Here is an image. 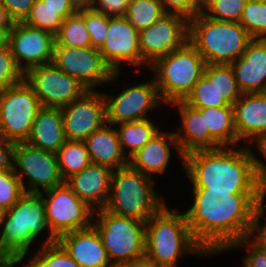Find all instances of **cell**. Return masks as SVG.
Masks as SVG:
<instances>
[{
	"label": "cell",
	"instance_id": "6da1fadb",
	"mask_svg": "<svg viewBox=\"0 0 266 267\" xmlns=\"http://www.w3.org/2000/svg\"><path fill=\"white\" fill-rule=\"evenodd\" d=\"M265 195L192 189L191 205L183 212L195 241L211 257L249 237L254 213Z\"/></svg>",
	"mask_w": 266,
	"mask_h": 267
},
{
	"label": "cell",
	"instance_id": "7a4b0ae2",
	"mask_svg": "<svg viewBox=\"0 0 266 267\" xmlns=\"http://www.w3.org/2000/svg\"><path fill=\"white\" fill-rule=\"evenodd\" d=\"M183 174L191 189L266 194L255 173L251 147L246 145L187 153L183 157Z\"/></svg>",
	"mask_w": 266,
	"mask_h": 267
},
{
	"label": "cell",
	"instance_id": "3957f363",
	"mask_svg": "<svg viewBox=\"0 0 266 267\" xmlns=\"http://www.w3.org/2000/svg\"><path fill=\"white\" fill-rule=\"evenodd\" d=\"M208 257L195 241L183 210L168 203L146 222L145 260L159 267H178L180 258Z\"/></svg>",
	"mask_w": 266,
	"mask_h": 267
},
{
	"label": "cell",
	"instance_id": "277c9868",
	"mask_svg": "<svg viewBox=\"0 0 266 267\" xmlns=\"http://www.w3.org/2000/svg\"><path fill=\"white\" fill-rule=\"evenodd\" d=\"M38 239L42 241L41 245L57 241L46 221L43 196L25 191L3 214L0 222V249L10 258H27L34 252L31 247Z\"/></svg>",
	"mask_w": 266,
	"mask_h": 267
},
{
	"label": "cell",
	"instance_id": "5b68a950",
	"mask_svg": "<svg viewBox=\"0 0 266 267\" xmlns=\"http://www.w3.org/2000/svg\"><path fill=\"white\" fill-rule=\"evenodd\" d=\"M156 180L129 165L113 170L105 210L120 216L147 222L166 204L154 187Z\"/></svg>",
	"mask_w": 266,
	"mask_h": 267
},
{
	"label": "cell",
	"instance_id": "8992f818",
	"mask_svg": "<svg viewBox=\"0 0 266 267\" xmlns=\"http://www.w3.org/2000/svg\"><path fill=\"white\" fill-rule=\"evenodd\" d=\"M251 40L239 22L215 20L202 12L189 19L188 41L206 64L230 65L244 54Z\"/></svg>",
	"mask_w": 266,
	"mask_h": 267
},
{
	"label": "cell",
	"instance_id": "52a82bcc",
	"mask_svg": "<svg viewBox=\"0 0 266 267\" xmlns=\"http://www.w3.org/2000/svg\"><path fill=\"white\" fill-rule=\"evenodd\" d=\"M205 67L206 61L187 41L181 48L157 59L145 73L153 74L159 96L168 108L171 103L187 98L204 75Z\"/></svg>",
	"mask_w": 266,
	"mask_h": 267
},
{
	"label": "cell",
	"instance_id": "ba28073f",
	"mask_svg": "<svg viewBox=\"0 0 266 267\" xmlns=\"http://www.w3.org/2000/svg\"><path fill=\"white\" fill-rule=\"evenodd\" d=\"M92 225L112 265L145 260L146 222L102 209L94 212Z\"/></svg>",
	"mask_w": 266,
	"mask_h": 267
},
{
	"label": "cell",
	"instance_id": "9c48e42d",
	"mask_svg": "<svg viewBox=\"0 0 266 267\" xmlns=\"http://www.w3.org/2000/svg\"><path fill=\"white\" fill-rule=\"evenodd\" d=\"M123 73L114 72L110 81L107 83V87L112 85L114 87L115 84V88L117 89L118 87L117 90L119 92H115V94L112 92L109 93L112 87L106 92L108 90L106 86L104 88L106 90L102 91L106 101V123L116 125L147 119L151 117L152 112H156V109L166 107L159 96L157 85L152 76L150 80L148 79L145 82H137L139 80L134 79L131 81V83L134 81V84L129 85L128 83L127 85L126 83L123 86V84L121 85L119 83L123 82L121 78L122 80L125 79V77H122L124 75ZM120 85L123 87L122 89L119 88Z\"/></svg>",
	"mask_w": 266,
	"mask_h": 267
},
{
	"label": "cell",
	"instance_id": "30bf717a",
	"mask_svg": "<svg viewBox=\"0 0 266 267\" xmlns=\"http://www.w3.org/2000/svg\"><path fill=\"white\" fill-rule=\"evenodd\" d=\"M41 104L25 80L0 91V135L14 143L26 142Z\"/></svg>",
	"mask_w": 266,
	"mask_h": 267
},
{
	"label": "cell",
	"instance_id": "8fae6325",
	"mask_svg": "<svg viewBox=\"0 0 266 267\" xmlns=\"http://www.w3.org/2000/svg\"><path fill=\"white\" fill-rule=\"evenodd\" d=\"M13 169L26 192L41 193L65 182L59 171L56 153L26 142L15 143Z\"/></svg>",
	"mask_w": 266,
	"mask_h": 267
},
{
	"label": "cell",
	"instance_id": "7c38bea8",
	"mask_svg": "<svg viewBox=\"0 0 266 267\" xmlns=\"http://www.w3.org/2000/svg\"><path fill=\"white\" fill-rule=\"evenodd\" d=\"M40 194L44 198L48 227L56 238L92 225L94 211L65 182Z\"/></svg>",
	"mask_w": 266,
	"mask_h": 267
},
{
	"label": "cell",
	"instance_id": "4fadbf2b",
	"mask_svg": "<svg viewBox=\"0 0 266 267\" xmlns=\"http://www.w3.org/2000/svg\"><path fill=\"white\" fill-rule=\"evenodd\" d=\"M24 80L35 92L41 107L63 108L89 90L52 62L30 69L24 74Z\"/></svg>",
	"mask_w": 266,
	"mask_h": 267
},
{
	"label": "cell",
	"instance_id": "5bb4252c",
	"mask_svg": "<svg viewBox=\"0 0 266 267\" xmlns=\"http://www.w3.org/2000/svg\"><path fill=\"white\" fill-rule=\"evenodd\" d=\"M98 50L114 72H123L125 66L133 67L134 72L138 74L142 70L146 72L149 69L141 57L139 31L125 16H108V31L105 41Z\"/></svg>",
	"mask_w": 266,
	"mask_h": 267
},
{
	"label": "cell",
	"instance_id": "9a60e30c",
	"mask_svg": "<svg viewBox=\"0 0 266 267\" xmlns=\"http://www.w3.org/2000/svg\"><path fill=\"white\" fill-rule=\"evenodd\" d=\"M52 63L64 73L78 79L89 90L102 88L110 81L114 71L104 61L101 52L87 48L54 46Z\"/></svg>",
	"mask_w": 266,
	"mask_h": 267
},
{
	"label": "cell",
	"instance_id": "2e32d148",
	"mask_svg": "<svg viewBox=\"0 0 266 267\" xmlns=\"http://www.w3.org/2000/svg\"><path fill=\"white\" fill-rule=\"evenodd\" d=\"M189 35V20L180 14L166 13L153 25L139 32L140 53L151 66L157 59L181 48Z\"/></svg>",
	"mask_w": 266,
	"mask_h": 267
},
{
	"label": "cell",
	"instance_id": "e0dca14e",
	"mask_svg": "<svg viewBox=\"0 0 266 267\" xmlns=\"http://www.w3.org/2000/svg\"><path fill=\"white\" fill-rule=\"evenodd\" d=\"M55 42L53 33L15 22L9 32L8 46L16 65L25 74L34 67L52 62Z\"/></svg>",
	"mask_w": 266,
	"mask_h": 267
},
{
	"label": "cell",
	"instance_id": "ac0fdd59",
	"mask_svg": "<svg viewBox=\"0 0 266 267\" xmlns=\"http://www.w3.org/2000/svg\"><path fill=\"white\" fill-rule=\"evenodd\" d=\"M61 112L64 135L69 141H84L106 124V101L100 90H88Z\"/></svg>",
	"mask_w": 266,
	"mask_h": 267
},
{
	"label": "cell",
	"instance_id": "d6986e66",
	"mask_svg": "<svg viewBox=\"0 0 266 267\" xmlns=\"http://www.w3.org/2000/svg\"><path fill=\"white\" fill-rule=\"evenodd\" d=\"M173 129L171 131H163L162 128L149 142L128 158V165L142 174L155 179L156 175L163 176L168 174L167 169L173 160L171 159L172 156H174V158H179L180 167L183 171L184 155L178 147Z\"/></svg>",
	"mask_w": 266,
	"mask_h": 267
},
{
	"label": "cell",
	"instance_id": "ffe728a7",
	"mask_svg": "<svg viewBox=\"0 0 266 267\" xmlns=\"http://www.w3.org/2000/svg\"><path fill=\"white\" fill-rule=\"evenodd\" d=\"M113 170L107 166L90 163L81 172L69 177L65 183L94 212L105 208Z\"/></svg>",
	"mask_w": 266,
	"mask_h": 267
},
{
	"label": "cell",
	"instance_id": "44dd1931",
	"mask_svg": "<svg viewBox=\"0 0 266 267\" xmlns=\"http://www.w3.org/2000/svg\"><path fill=\"white\" fill-rule=\"evenodd\" d=\"M234 118L239 146L253 145L266 134V94L242 93L234 104Z\"/></svg>",
	"mask_w": 266,
	"mask_h": 267
},
{
	"label": "cell",
	"instance_id": "7402d4cb",
	"mask_svg": "<svg viewBox=\"0 0 266 267\" xmlns=\"http://www.w3.org/2000/svg\"><path fill=\"white\" fill-rule=\"evenodd\" d=\"M230 65L242 93L266 91V39H252L244 54Z\"/></svg>",
	"mask_w": 266,
	"mask_h": 267
},
{
	"label": "cell",
	"instance_id": "603a6c76",
	"mask_svg": "<svg viewBox=\"0 0 266 267\" xmlns=\"http://www.w3.org/2000/svg\"><path fill=\"white\" fill-rule=\"evenodd\" d=\"M57 242L80 267H110L102 239L91 225L88 228L62 234Z\"/></svg>",
	"mask_w": 266,
	"mask_h": 267
},
{
	"label": "cell",
	"instance_id": "cb8c5ba5",
	"mask_svg": "<svg viewBox=\"0 0 266 267\" xmlns=\"http://www.w3.org/2000/svg\"><path fill=\"white\" fill-rule=\"evenodd\" d=\"M168 107L169 110L177 109L180 115L181 124H177L174 133L181 153L185 155L210 149V132L206 128L205 114H201L199 109L188 105L184 100L173 102Z\"/></svg>",
	"mask_w": 266,
	"mask_h": 267
},
{
	"label": "cell",
	"instance_id": "d4e9b609",
	"mask_svg": "<svg viewBox=\"0 0 266 267\" xmlns=\"http://www.w3.org/2000/svg\"><path fill=\"white\" fill-rule=\"evenodd\" d=\"M84 143L91 163L104 165L112 170L128 165V158L121 149L119 135L114 125L104 124L91 133Z\"/></svg>",
	"mask_w": 266,
	"mask_h": 267
},
{
	"label": "cell",
	"instance_id": "484cf974",
	"mask_svg": "<svg viewBox=\"0 0 266 267\" xmlns=\"http://www.w3.org/2000/svg\"><path fill=\"white\" fill-rule=\"evenodd\" d=\"M65 141L61 108L41 107L26 143L56 153Z\"/></svg>",
	"mask_w": 266,
	"mask_h": 267
},
{
	"label": "cell",
	"instance_id": "4316f807",
	"mask_svg": "<svg viewBox=\"0 0 266 267\" xmlns=\"http://www.w3.org/2000/svg\"><path fill=\"white\" fill-rule=\"evenodd\" d=\"M205 114L210 132V149L239 146L235 129L234 106L197 108Z\"/></svg>",
	"mask_w": 266,
	"mask_h": 267
},
{
	"label": "cell",
	"instance_id": "83f0119b",
	"mask_svg": "<svg viewBox=\"0 0 266 267\" xmlns=\"http://www.w3.org/2000/svg\"><path fill=\"white\" fill-rule=\"evenodd\" d=\"M159 124L155 118H147L114 125L119 135L121 149L127 158L141 149L162 130Z\"/></svg>",
	"mask_w": 266,
	"mask_h": 267
},
{
	"label": "cell",
	"instance_id": "f1b7e54d",
	"mask_svg": "<svg viewBox=\"0 0 266 267\" xmlns=\"http://www.w3.org/2000/svg\"><path fill=\"white\" fill-rule=\"evenodd\" d=\"M78 10L79 8H53L44 0H36L23 22L28 26L43 29L56 35L64 19L74 15Z\"/></svg>",
	"mask_w": 266,
	"mask_h": 267
},
{
	"label": "cell",
	"instance_id": "f546056e",
	"mask_svg": "<svg viewBox=\"0 0 266 267\" xmlns=\"http://www.w3.org/2000/svg\"><path fill=\"white\" fill-rule=\"evenodd\" d=\"M58 167L64 181L81 172L90 163L89 153L84 141L66 140L56 152Z\"/></svg>",
	"mask_w": 266,
	"mask_h": 267
},
{
	"label": "cell",
	"instance_id": "4dcf8cb0",
	"mask_svg": "<svg viewBox=\"0 0 266 267\" xmlns=\"http://www.w3.org/2000/svg\"><path fill=\"white\" fill-rule=\"evenodd\" d=\"M38 243L40 246L29 255L30 258H22V267H80L57 241L43 245Z\"/></svg>",
	"mask_w": 266,
	"mask_h": 267
},
{
	"label": "cell",
	"instance_id": "1f68e13d",
	"mask_svg": "<svg viewBox=\"0 0 266 267\" xmlns=\"http://www.w3.org/2000/svg\"><path fill=\"white\" fill-rule=\"evenodd\" d=\"M166 14L159 0H130L126 19L139 32L153 25Z\"/></svg>",
	"mask_w": 266,
	"mask_h": 267
},
{
	"label": "cell",
	"instance_id": "d6a6232c",
	"mask_svg": "<svg viewBox=\"0 0 266 267\" xmlns=\"http://www.w3.org/2000/svg\"><path fill=\"white\" fill-rule=\"evenodd\" d=\"M204 75L214 84L225 101L234 106L242 92L239 90L231 65L206 64Z\"/></svg>",
	"mask_w": 266,
	"mask_h": 267
},
{
	"label": "cell",
	"instance_id": "836d02e7",
	"mask_svg": "<svg viewBox=\"0 0 266 267\" xmlns=\"http://www.w3.org/2000/svg\"><path fill=\"white\" fill-rule=\"evenodd\" d=\"M55 40V45L80 48L92 46L85 19L78 12L64 19Z\"/></svg>",
	"mask_w": 266,
	"mask_h": 267
},
{
	"label": "cell",
	"instance_id": "e575fe53",
	"mask_svg": "<svg viewBox=\"0 0 266 267\" xmlns=\"http://www.w3.org/2000/svg\"><path fill=\"white\" fill-rule=\"evenodd\" d=\"M184 101L194 108L231 106L220 94L214 81H210L205 75L199 79Z\"/></svg>",
	"mask_w": 266,
	"mask_h": 267
},
{
	"label": "cell",
	"instance_id": "d590c367",
	"mask_svg": "<svg viewBox=\"0 0 266 267\" xmlns=\"http://www.w3.org/2000/svg\"><path fill=\"white\" fill-rule=\"evenodd\" d=\"M239 23L252 39H266V2L247 0Z\"/></svg>",
	"mask_w": 266,
	"mask_h": 267
},
{
	"label": "cell",
	"instance_id": "8d00e7d4",
	"mask_svg": "<svg viewBox=\"0 0 266 267\" xmlns=\"http://www.w3.org/2000/svg\"><path fill=\"white\" fill-rule=\"evenodd\" d=\"M247 0H203L202 13L219 21L239 22Z\"/></svg>",
	"mask_w": 266,
	"mask_h": 267
},
{
	"label": "cell",
	"instance_id": "74e56055",
	"mask_svg": "<svg viewBox=\"0 0 266 267\" xmlns=\"http://www.w3.org/2000/svg\"><path fill=\"white\" fill-rule=\"evenodd\" d=\"M78 13L85 19L92 47L99 49L108 31V16L94 10L87 3L80 5Z\"/></svg>",
	"mask_w": 266,
	"mask_h": 267
},
{
	"label": "cell",
	"instance_id": "f35d334b",
	"mask_svg": "<svg viewBox=\"0 0 266 267\" xmlns=\"http://www.w3.org/2000/svg\"><path fill=\"white\" fill-rule=\"evenodd\" d=\"M14 169L0 171V208L9 210L24 193Z\"/></svg>",
	"mask_w": 266,
	"mask_h": 267
},
{
	"label": "cell",
	"instance_id": "ab89813d",
	"mask_svg": "<svg viewBox=\"0 0 266 267\" xmlns=\"http://www.w3.org/2000/svg\"><path fill=\"white\" fill-rule=\"evenodd\" d=\"M24 80L23 72L18 68L11 50L0 49V91L19 84Z\"/></svg>",
	"mask_w": 266,
	"mask_h": 267
},
{
	"label": "cell",
	"instance_id": "60d3db41",
	"mask_svg": "<svg viewBox=\"0 0 266 267\" xmlns=\"http://www.w3.org/2000/svg\"><path fill=\"white\" fill-rule=\"evenodd\" d=\"M243 249L242 267H266V251L259 248L249 237L234 243L228 251Z\"/></svg>",
	"mask_w": 266,
	"mask_h": 267
},
{
	"label": "cell",
	"instance_id": "b9f144b4",
	"mask_svg": "<svg viewBox=\"0 0 266 267\" xmlns=\"http://www.w3.org/2000/svg\"><path fill=\"white\" fill-rule=\"evenodd\" d=\"M266 195L261 199L253 216L249 238L262 250L266 251ZM265 221V222H264ZM261 222H264L263 224Z\"/></svg>",
	"mask_w": 266,
	"mask_h": 267
},
{
	"label": "cell",
	"instance_id": "7bdbcfd3",
	"mask_svg": "<svg viewBox=\"0 0 266 267\" xmlns=\"http://www.w3.org/2000/svg\"><path fill=\"white\" fill-rule=\"evenodd\" d=\"M166 13L185 16L188 20L202 12L203 0H159Z\"/></svg>",
	"mask_w": 266,
	"mask_h": 267
},
{
	"label": "cell",
	"instance_id": "ee69618b",
	"mask_svg": "<svg viewBox=\"0 0 266 267\" xmlns=\"http://www.w3.org/2000/svg\"><path fill=\"white\" fill-rule=\"evenodd\" d=\"M253 144L250 147L254 155L255 173L260 185L266 190V134L258 138Z\"/></svg>",
	"mask_w": 266,
	"mask_h": 267
},
{
	"label": "cell",
	"instance_id": "f6af8a7d",
	"mask_svg": "<svg viewBox=\"0 0 266 267\" xmlns=\"http://www.w3.org/2000/svg\"><path fill=\"white\" fill-rule=\"evenodd\" d=\"M130 0H90L87 4L106 16H125Z\"/></svg>",
	"mask_w": 266,
	"mask_h": 267
},
{
	"label": "cell",
	"instance_id": "bcb514c9",
	"mask_svg": "<svg viewBox=\"0 0 266 267\" xmlns=\"http://www.w3.org/2000/svg\"><path fill=\"white\" fill-rule=\"evenodd\" d=\"M36 0H1V4L8 11L15 22H23L29 15Z\"/></svg>",
	"mask_w": 266,
	"mask_h": 267
},
{
	"label": "cell",
	"instance_id": "7dc6e473",
	"mask_svg": "<svg viewBox=\"0 0 266 267\" xmlns=\"http://www.w3.org/2000/svg\"><path fill=\"white\" fill-rule=\"evenodd\" d=\"M15 143L0 135V171L13 169Z\"/></svg>",
	"mask_w": 266,
	"mask_h": 267
},
{
	"label": "cell",
	"instance_id": "c3c4849f",
	"mask_svg": "<svg viewBox=\"0 0 266 267\" xmlns=\"http://www.w3.org/2000/svg\"><path fill=\"white\" fill-rule=\"evenodd\" d=\"M53 8H79L82 4L80 0H44Z\"/></svg>",
	"mask_w": 266,
	"mask_h": 267
},
{
	"label": "cell",
	"instance_id": "681fc988",
	"mask_svg": "<svg viewBox=\"0 0 266 267\" xmlns=\"http://www.w3.org/2000/svg\"><path fill=\"white\" fill-rule=\"evenodd\" d=\"M15 21L10 17L8 11L0 3V29H12Z\"/></svg>",
	"mask_w": 266,
	"mask_h": 267
},
{
	"label": "cell",
	"instance_id": "f907efd6",
	"mask_svg": "<svg viewBox=\"0 0 266 267\" xmlns=\"http://www.w3.org/2000/svg\"><path fill=\"white\" fill-rule=\"evenodd\" d=\"M12 29H0V49L8 47L9 32Z\"/></svg>",
	"mask_w": 266,
	"mask_h": 267
},
{
	"label": "cell",
	"instance_id": "816d5d0a",
	"mask_svg": "<svg viewBox=\"0 0 266 267\" xmlns=\"http://www.w3.org/2000/svg\"><path fill=\"white\" fill-rule=\"evenodd\" d=\"M22 263V258H8L0 267H15Z\"/></svg>",
	"mask_w": 266,
	"mask_h": 267
},
{
	"label": "cell",
	"instance_id": "f5cc1de1",
	"mask_svg": "<svg viewBox=\"0 0 266 267\" xmlns=\"http://www.w3.org/2000/svg\"><path fill=\"white\" fill-rule=\"evenodd\" d=\"M132 267H159L155 264L149 263L146 260L132 263Z\"/></svg>",
	"mask_w": 266,
	"mask_h": 267
},
{
	"label": "cell",
	"instance_id": "db71d44e",
	"mask_svg": "<svg viewBox=\"0 0 266 267\" xmlns=\"http://www.w3.org/2000/svg\"><path fill=\"white\" fill-rule=\"evenodd\" d=\"M9 257L0 249V266L8 259Z\"/></svg>",
	"mask_w": 266,
	"mask_h": 267
},
{
	"label": "cell",
	"instance_id": "11a10c76",
	"mask_svg": "<svg viewBox=\"0 0 266 267\" xmlns=\"http://www.w3.org/2000/svg\"><path fill=\"white\" fill-rule=\"evenodd\" d=\"M110 267H132V264H118V265H111Z\"/></svg>",
	"mask_w": 266,
	"mask_h": 267
},
{
	"label": "cell",
	"instance_id": "9f6ffc18",
	"mask_svg": "<svg viewBox=\"0 0 266 267\" xmlns=\"http://www.w3.org/2000/svg\"><path fill=\"white\" fill-rule=\"evenodd\" d=\"M4 213H5V211L0 208V222H1V219H2Z\"/></svg>",
	"mask_w": 266,
	"mask_h": 267
},
{
	"label": "cell",
	"instance_id": "6f0895ef",
	"mask_svg": "<svg viewBox=\"0 0 266 267\" xmlns=\"http://www.w3.org/2000/svg\"><path fill=\"white\" fill-rule=\"evenodd\" d=\"M90 0H80L81 3H88Z\"/></svg>",
	"mask_w": 266,
	"mask_h": 267
}]
</instances>
